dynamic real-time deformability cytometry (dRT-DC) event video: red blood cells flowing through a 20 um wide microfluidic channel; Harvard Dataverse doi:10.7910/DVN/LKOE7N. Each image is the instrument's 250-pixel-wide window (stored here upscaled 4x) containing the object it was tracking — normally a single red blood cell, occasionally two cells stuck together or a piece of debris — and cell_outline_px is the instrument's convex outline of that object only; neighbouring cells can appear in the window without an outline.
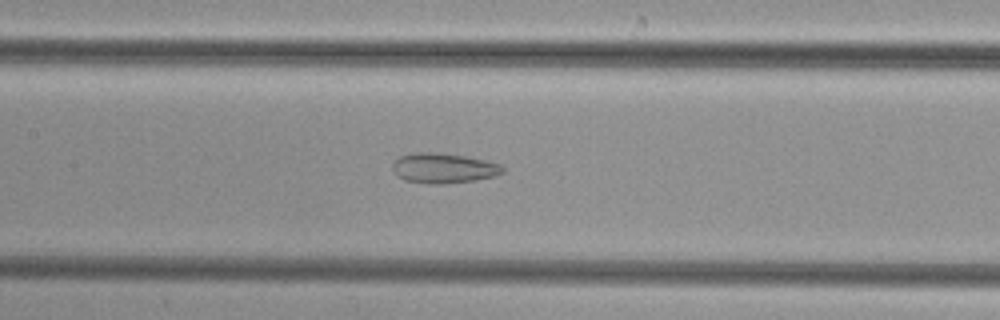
{"species": "common noctule bat (a hibernating species)", "species_latin": "Nyctalus noctula", "temperature_condition": "cold", "stored_images_in_passage": 50, "camera_frame_rate_fps": 3000, "um_per_image_px": 0.085, "animal": {"sex": "female", "body_mass_g": 29.2, "forearm_length_mm": 56.3}, "frame": {"image": 1, "passage_image": 24, "time_ms": 7.667, "image_size_px": [1000, 320], "cell_outline_px": [[504, 172], [496, 176], [476, 180], [440, 184], [432, 184], [404, 180], [396, 176], [392, 168], [392, 164], [400, 156], [416, 152], [432, 152], [464, 156], [484, 160], [500, 164], [504, 168]], "centroid_in_image_um": [37.69, 14.3], "position_along_channel_um": 169.7, "area_um2": 19.25}}
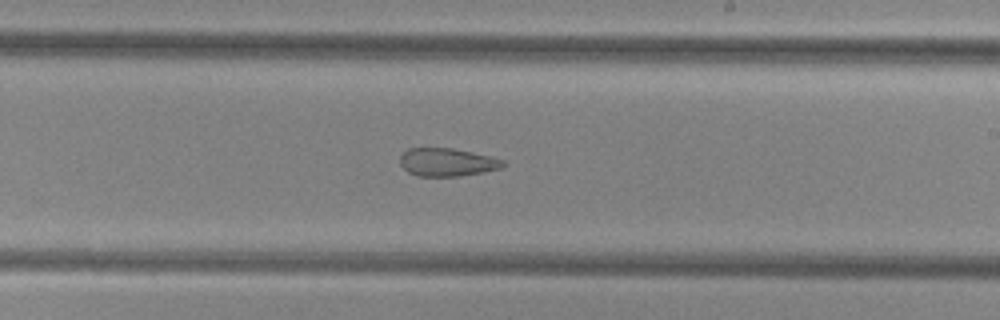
{"frame": {"image": 2, "passage_image": 30, "time_ms": 9.667, "image_size_px": [1000, 320], "cell_outline_px": [[504, 164], [500, 168], [484, 172], [460, 176], [416, 176], [408, 172], [400, 164], [400, 156], [408, 148], [452, 148], [472, 152], [504, 160]], "centroid_in_image_um": [37.97, 13.79], "position_along_channel_um": 251.0, "area_um2": 16.76}}
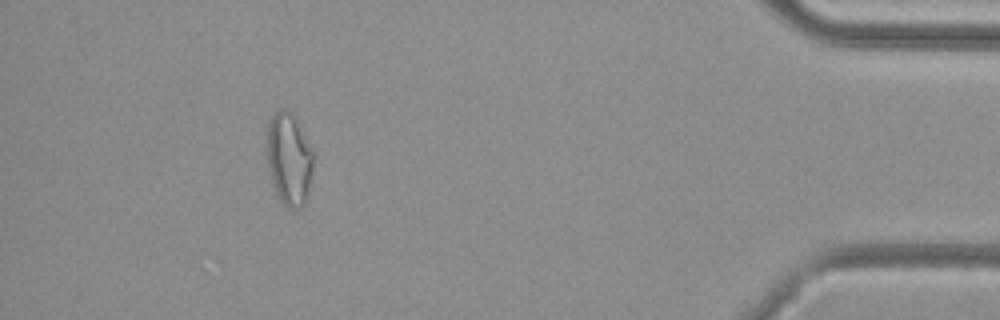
{"frame": {"image": 3, "passage_image": 46, "time_ms": 15.0, "image_size_px": [1000, 320], "cell_outline_px": [[312, 168], [308, 196], [304, 204], [300, 208], [288, 208], [280, 200], [276, 192], [272, 180], [264, 148], [268, 124], [272, 116], [276, 112], [284, 108], [288, 108], [312, 152]], "centroid_in_image_um": [24.52, 13.54], "position_along_channel_um": 410.7, "area_um2": 24.62}}